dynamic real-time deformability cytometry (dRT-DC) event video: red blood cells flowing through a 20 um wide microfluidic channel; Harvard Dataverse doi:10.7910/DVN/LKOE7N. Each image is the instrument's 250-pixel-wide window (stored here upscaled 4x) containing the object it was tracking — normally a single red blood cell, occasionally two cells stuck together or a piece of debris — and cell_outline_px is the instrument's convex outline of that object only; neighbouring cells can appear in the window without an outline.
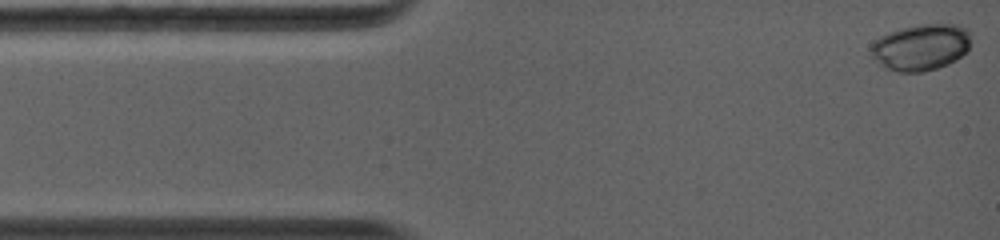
{"species": "common noctule bat (a hibernating species)", "species_latin": "Nyctalus noctula", "temperature_condition": "warm", "stored_images_in_passage": 5, "camera_frame_rate_fps": 5000, "um_per_image_px": 0.085, "animal": {"sex": "female", "body_mass_g": 19.0, "forearm_length_mm": 56.7}, "frame": {"image": 1, "passage_image": 1, "time_ms": 0.0, "image_size_px": [1000, 240], "cell_outline_px": [[968, 52], [956, 60], [948, 64], [924, 72], [896, 72], [880, 64], [868, 52], [868, 48], [880, 36], [888, 32], [920, 24], [956, 24], [964, 28], [968, 32]], "centroid_in_image_um": [78.24, 4.02], "position_along_channel_um": 6.8, "area_um2": 26.99}}